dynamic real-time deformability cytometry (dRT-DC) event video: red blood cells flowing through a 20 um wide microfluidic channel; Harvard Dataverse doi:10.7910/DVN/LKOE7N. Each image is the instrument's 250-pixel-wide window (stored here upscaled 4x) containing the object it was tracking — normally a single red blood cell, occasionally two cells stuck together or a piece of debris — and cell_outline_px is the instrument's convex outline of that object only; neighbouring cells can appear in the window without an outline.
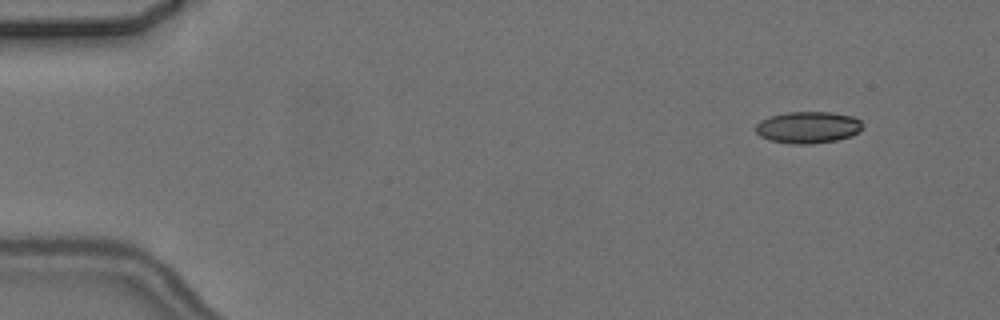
{"species": "common noctule bat (a hibernating species)", "species_latin": "Nyctalus noctula", "temperature_condition": "cold", "stored_images_in_passage": 8, "camera_frame_rate_fps": 3000, "um_per_image_px": 0.085, "animal": {"sex": "female", "body_mass_g": 24.6, "forearm_length_mm": 56.2}, "frame": {"image": 1, "passage_image": 2, "time_ms": 1.333, "image_size_px": [1000, 320], "cell_outline_px": [[864, 128], [860, 132], [852, 136], [836, 140], [812, 144], [792, 144], [768, 140], [760, 136], [756, 132], [756, 124], [760, 120], [772, 116], [788, 112], [832, 112], [852, 116], [860, 120], [864, 124]], "centroid_in_image_um": [68.72, 10.83], "position_along_channel_um": 16.3, "area_um2": 20.0}}
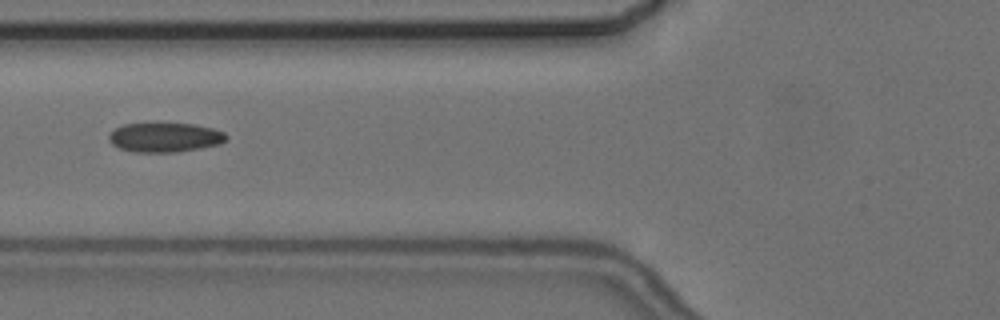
{"frame": {"image": 2, "passage_image": 6, "time_ms": 7.0, "image_size_px": [1000, 320], "cell_outline_px": [[228, 140], [220, 144], [200, 148], [176, 152], [136, 152], [120, 148], [112, 144], [108, 140], [108, 136], [116, 128], [124, 124], [196, 124], [212, 128], [224, 132], [228, 136]], "centroid_in_image_um": [14.05, 11.68], "position_along_channel_um": 111.7, "area_um2": 20.0}}
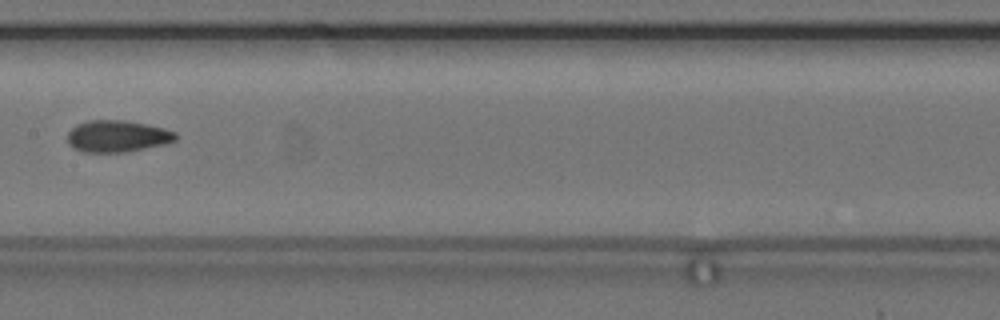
{"frame": {"image": 3, "passage_image": 8, "time_ms": 9.333, "image_size_px": [1000, 320], "cell_outline_px": [[176, 140], [164, 144], [124, 152], [84, 152], [72, 148], [68, 144], [68, 132], [76, 124], [88, 120], [124, 120], [164, 128], [176, 132]], "centroid_in_image_um": [9.93, 11.57], "position_along_channel_um": 197.5, "area_um2": 19.94}}